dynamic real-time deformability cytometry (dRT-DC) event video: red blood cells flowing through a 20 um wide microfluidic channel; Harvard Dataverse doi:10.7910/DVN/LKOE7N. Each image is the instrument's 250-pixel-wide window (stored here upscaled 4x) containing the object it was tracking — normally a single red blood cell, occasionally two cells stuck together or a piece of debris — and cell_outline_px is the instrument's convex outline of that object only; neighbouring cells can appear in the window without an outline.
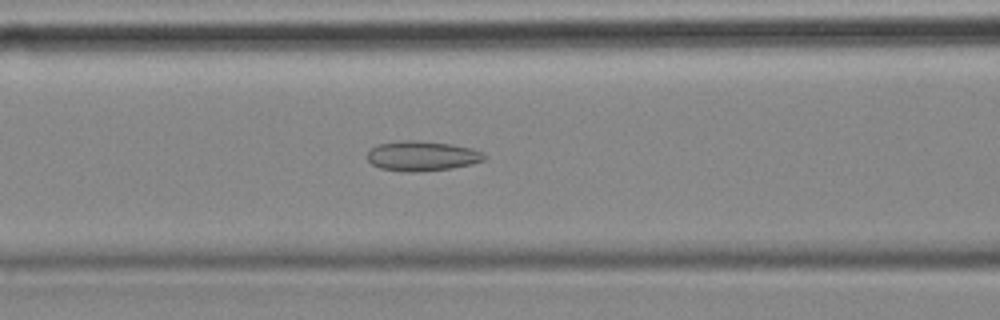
{"species": "common noctule bat (a hibernating species)", "species_latin": "Nyctalus noctula", "temperature_condition": "cold", "stored_images_in_passage": 42, "camera_frame_rate_fps": 3000, "um_per_image_px": 0.085, "animal": {"sex": "female", "body_mass_g": 18.4}, "frame": {"image": 1, "passage_image": 9, "time_ms": 2.667, "image_size_px": [1000, 320], "cell_outline_px": [[488, 156], [484, 160], [472, 164], [452, 168], [412, 172], [408, 172], [380, 168], [372, 164], [368, 160], [368, 152], [376, 144], [400, 140], [420, 140], [452, 144], [472, 148]], "centroid_in_image_um": [35.87, 13.24], "position_along_channel_um": 130.7, "area_um2": 20.46}}
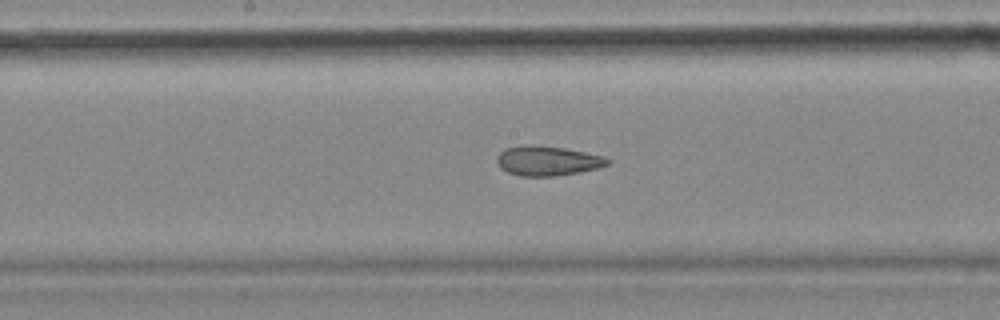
{"frame": {"image": 2, "passage_image": 15, "time_ms": 4.667, "image_size_px": [1000, 320], "cell_outline_px": [[612, 160], [608, 164], [596, 168], [576, 172], [552, 176], [520, 176], [508, 172], [500, 168], [496, 160], [496, 156], [504, 148], [524, 144], [532, 144], [564, 148], [604, 156]], "centroid_in_image_um": [46.48, 13.65], "position_along_channel_um": 201.7, "area_um2": 19.13}}
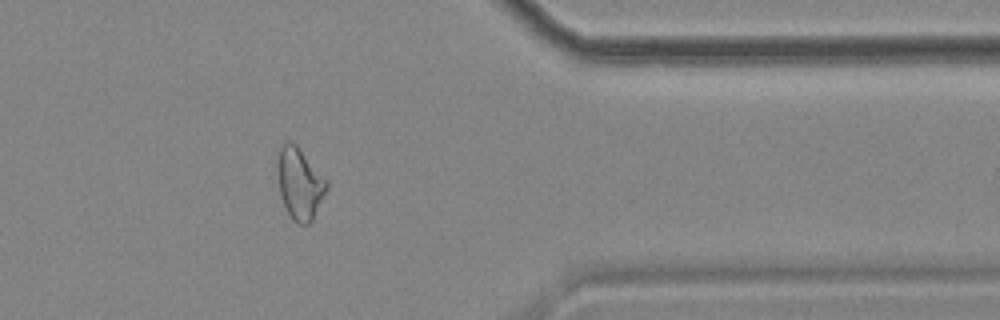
{"frame": {"image": 3, "passage_image": 32, "time_ms": 10.333, "image_size_px": [1000, 320], "cell_outline_px": [[328, 188], [312, 220], [308, 224], [300, 224], [292, 220], [280, 196], [276, 164], [276, 160], [280, 148], [288, 140], [292, 140], [296, 144], [328, 180]], "centroid_in_image_um": [25.47, 15.57], "position_along_channel_um": 385.9, "area_um2": 20.63}, "authors_computed_cell_mechanics": {"area_um2": 19.7965, "velocity_mm_per_s": 3.5537, "shape_relaxation_time_tau1_ms": null, "shape_relaxation_time_tau2_ms": 3.3106, "deformation_change_tau1": null, "deformation_change_tau2": 0.1195}}